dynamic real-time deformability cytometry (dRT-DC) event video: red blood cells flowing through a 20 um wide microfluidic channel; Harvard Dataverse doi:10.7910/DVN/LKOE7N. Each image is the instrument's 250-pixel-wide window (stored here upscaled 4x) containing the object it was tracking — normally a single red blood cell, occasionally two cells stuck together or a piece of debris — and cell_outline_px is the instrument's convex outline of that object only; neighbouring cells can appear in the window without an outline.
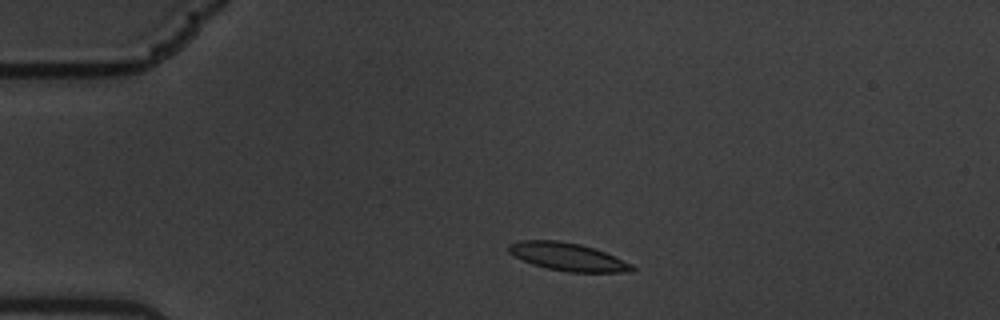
{"species": "common noctule bat (a hibernating species)", "species_latin": "Nyctalus noctula", "temperature_condition": "warm", "stored_images_in_passage": 54, "camera_frame_rate_fps": 3000, "um_per_image_px": 0.085, "animal": {"sex": "male", "body_mass_g": 19.5, "forearm_length_mm": 54.6}, "frame": {"image": 1, "passage_image": 7, "time_ms": 2.0, "image_size_px": [1000, 320], "cell_outline_px": [[636, 268], [628, 272], [568, 272], [548, 268], [532, 264], [508, 252], [508, 244], [516, 240], [556, 240], [580, 244], [604, 252], [632, 264]], "centroid_in_image_um": [48.23, 21.82], "position_along_channel_um": 36.8, "area_um2": 19.83}}
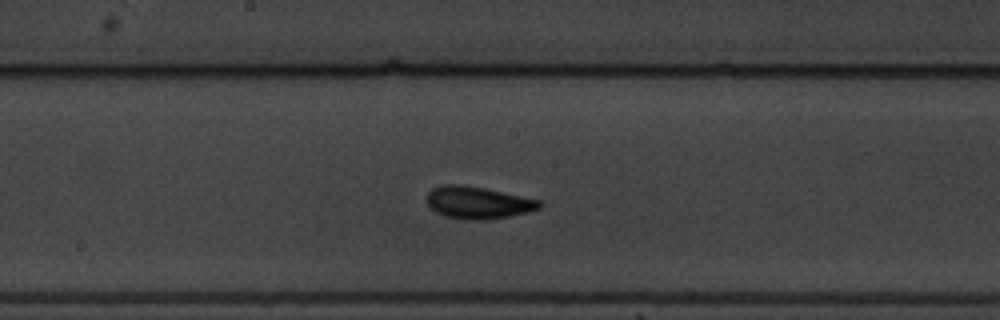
{"frame": {"image": 2, "passage_image": 26, "time_ms": 8.333, "image_size_px": [1000, 320], "cell_outline_px": [[544, 204], [540, 208], [528, 212], [508, 216], [484, 220], [464, 220], [444, 216], [436, 212], [428, 204], [428, 192], [432, 188], [444, 184], [460, 184], [484, 188], [540, 200]], "centroid_in_image_um": [40.63, 17.22], "position_along_channel_um": 207.6, "area_um2": 21.1}}
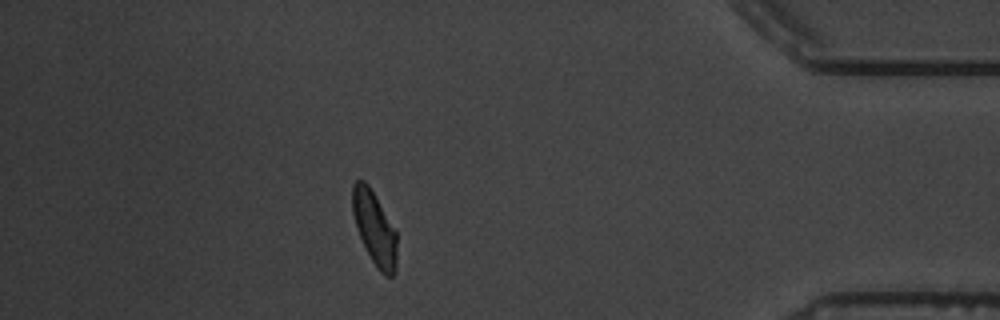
{"frame": {"image": 3, "passage_image": 47, "time_ms": 15.333, "image_size_px": [1000, 320], "cell_outline_px": [[396, 272], [392, 276], [384, 276], [376, 268], [356, 228], [352, 212], [352, 184], [356, 180], [364, 180], [368, 184], [396, 232]], "centroid_in_image_um": [31.82, 19.4], "position_along_channel_um": 403.4, "area_um2": 18.79}, "authors_computed_cell_mechanics": {"area_um2": 19.4786, "velocity_mm_per_s": 3.361, "shape_relaxation_time_tau1_ms": 6.0, "shape_relaxation_time_tau2_ms": 1.5353, "deformation_change_tau1": 0.1523, "deformation_change_tau2": 0.0749}}